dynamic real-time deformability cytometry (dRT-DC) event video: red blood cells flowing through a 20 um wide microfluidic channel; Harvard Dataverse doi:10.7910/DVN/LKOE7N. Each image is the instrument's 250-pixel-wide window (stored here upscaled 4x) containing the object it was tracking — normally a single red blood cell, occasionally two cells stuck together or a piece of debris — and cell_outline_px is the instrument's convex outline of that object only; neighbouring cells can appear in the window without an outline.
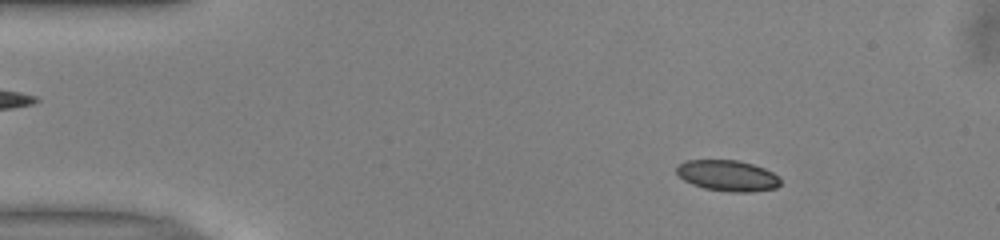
{"species": "common noctule bat (a hibernating species)", "species_latin": "Nyctalus noctula", "temperature_condition": "warm", "stored_images_in_passage": 51, "camera_frame_rate_fps": 3000, "um_per_image_px": 0.085, "animal": {"sex": "male", "body_mass_g": 13.0, "forearm_length_mm": 53.1}, "frame": {"image": 1, "passage_image": 7, "time_ms": 2.0, "image_size_px": [1000, 240], "cell_outline_px": [[780, 184], [776, 188], [748, 192], [732, 192], [704, 188], [692, 184], [684, 180], [676, 172], [676, 164], [684, 160], [740, 160], [764, 168], [780, 176]], "centroid_in_image_um": [61.83, 14.92], "position_along_channel_um": 23.2, "area_um2": 18.84}}
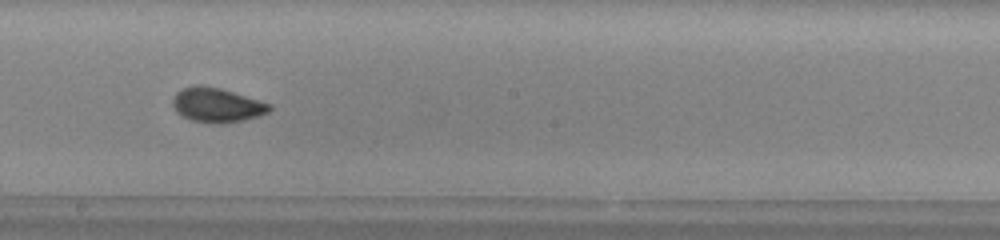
{"frame": {"image": 2, "passage_image": 28, "time_ms": 9.0, "image_size_px": [1000, 240], "cell_outline_px": [[272, 108], [268, 112], [260, 116], [244, 120], [220, 124], [216, 124], [192, 120], [180, 116], [176, 112], [172, 104], [172, 100], [176, 92], [180, 88], [220, 88], [272, 104]], "centroid_in_image_um": [18.46, 8.98], "position_along_channel_um": 229.7, "area_um2": 19.07}}
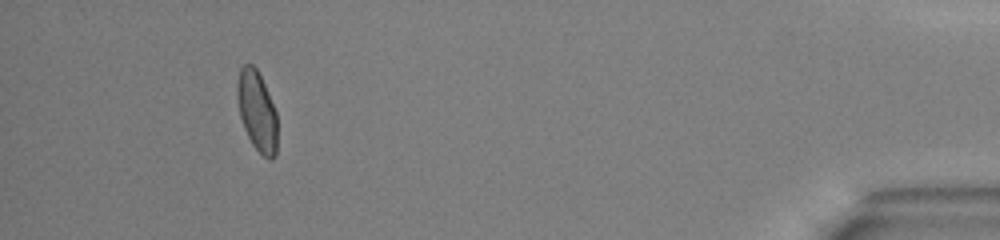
{"frame": {"image": 3, "passage_image": 47, "time_ms": 15.333, "image_size_px": [1000, 240], "cell_outline_px": [[276, 156], [272, 160], [268, 160], [252, 144], [244, 128], [240, 116], [236, 96], [236, 84], [240, 68], [244, 64], [252, 64], [256, 68], [264, 84], [276, 112]], "centroid_in_image_um": [21.82, 9.43], "position_along_channel_um": 413.4, "area_um2": 18.61}, "authors_computed_cell_mechanics": {"area_um2": 18.7272, "velocity_mm_per_s": 3.9953, "shape_relaxation_time_tau1_ms": 2.9123, "shape_relaxation_time_tau2_ms": 0.9234, "deformation_change_tau1": 0.1033, "deformation_change_tau2": 0.0541}}